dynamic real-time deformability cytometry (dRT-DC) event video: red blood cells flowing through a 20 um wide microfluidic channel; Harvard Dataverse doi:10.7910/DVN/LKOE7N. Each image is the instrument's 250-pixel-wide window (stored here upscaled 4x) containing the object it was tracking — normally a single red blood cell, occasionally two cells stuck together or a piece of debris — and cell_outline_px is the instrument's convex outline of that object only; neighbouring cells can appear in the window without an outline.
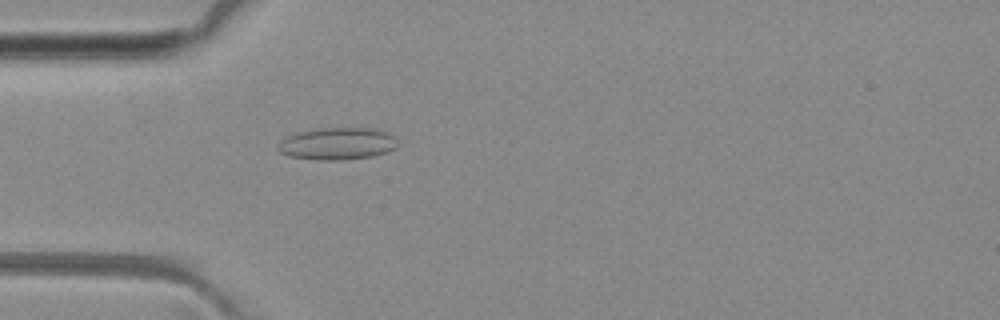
{"species": "common noctule bat (a hibernating species)", "species_latin": "Nyctalus noctula", "temperature_condition": "room temperature", "stored_images_in_passage": 44, "camera_frame_rate_fps": 3000, "um_per_image_px": 0.085, "animal": {"sex": "female", "body_mass_g": 29.2, "forearm_length_mm": 56.3}, "frame": {"image": 1, "passage_image": 13, "time_ms": 4.0, "image_size_px": [1000, 320], "cell_outline_px": [[396, 148], [388, 152], [372, 156], [344, 160], [316, 160], [288, 156], [280, 152], [276, 148], [276, 144], [280, 140], [296, 132], [316, 128], [376, 128], [388, 132], [392, 136], [396, 144]], "centroid_in_image_um": [28.62, 12.21], "position_along_channel_um": 56.4, "area_um2": 22.72}}
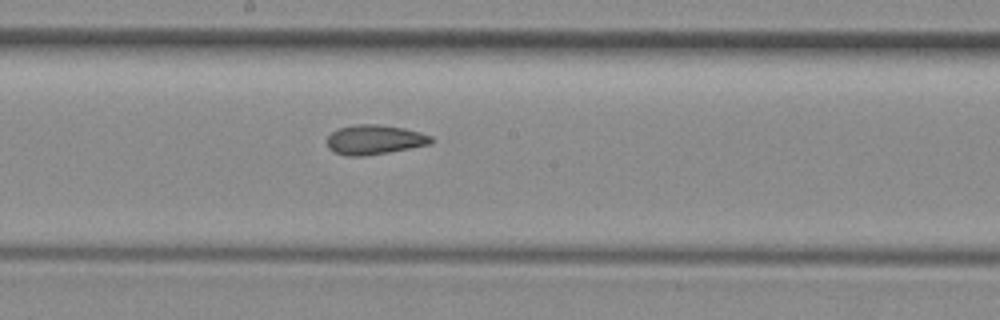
{"frame": {"image": 2, "passage_image": 25, "time_ms": 8.0, "image_size_px": [1000, 320], "cell_outline_px": [[432, 144], [388, 152], [364, 156], [344, 156], [332, 152], [328, 148], [328, 136], [336, 128], [356, 124], [380, 124], [404, 128], [420, 132], [432, 136]], "centroid_in_image_um": [31.81, 11.87], "position_along_channel_um": 216.4, "area_um2": 18.15}}
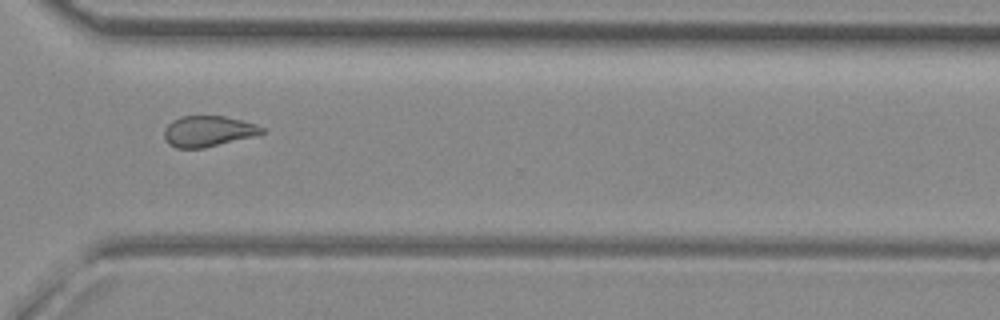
{"frame": {"image": 3, "passage_image": 35, "time_ms": 11.333, "image_size_px": [1000, 320], "cell_outline_px": [[264, 132], [256, 136], [204, 148], [176, 148], [168, 144], [164, 140], [164, 128], [172, 120], [180, 116], [224, 116], [256, 124], [264, 128]], "centroid_in_image_um": [17.67, 11.16], "position_along_channel_um": 352.9, "area_um2": 17.69}, "authors_computed_cell_mechanics": {"area_um2": 19.0451, "velocity_mm_per_s": 4.0998, "shape_relaxation_time_tau1_ms": null, "shape_relaxation_time_tau2_ms": 1.0436, "deformation_change_tau1": null, "deformation_change_tau2": 0.062}}